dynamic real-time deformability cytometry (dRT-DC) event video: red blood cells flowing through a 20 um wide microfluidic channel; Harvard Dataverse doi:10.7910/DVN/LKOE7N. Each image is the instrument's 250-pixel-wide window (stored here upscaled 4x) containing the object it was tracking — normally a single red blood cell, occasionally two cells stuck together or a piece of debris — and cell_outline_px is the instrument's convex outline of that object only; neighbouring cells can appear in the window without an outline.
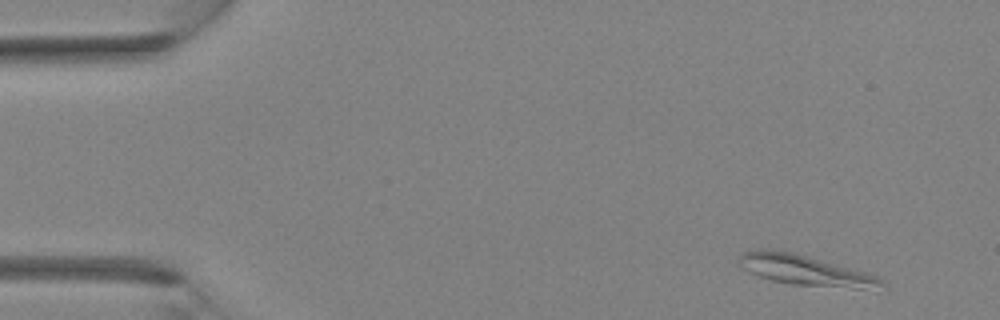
{"species": "Egyptian fruit bat (a non-hibernating species)", "species_latin": "Rousettus aegyptiacus", "temperature_condition": "room temperature", "stored_images_in_passage": 8, "camera_frame_rate_fps": 3000, "um_per_image_px": 0.085, "animal": {"sex": "female"}, "frame": {"image": 1, "passage_image": 1, "time_ms": 0.0, "image_size_px": [1000, 320], "cell_outline_px": [[888, 288], [876, 292], [792, 284], [772, 280], [760, 276], [744, 268], [740, 264], [740, 252], [760, 248], [776, 248], [808, 256], [864, 272], [876, 276]], "centroid_in_image_um": [68.57, 23.01], "position_along_channel_um": 16.4, "area_um2": 25.84}}